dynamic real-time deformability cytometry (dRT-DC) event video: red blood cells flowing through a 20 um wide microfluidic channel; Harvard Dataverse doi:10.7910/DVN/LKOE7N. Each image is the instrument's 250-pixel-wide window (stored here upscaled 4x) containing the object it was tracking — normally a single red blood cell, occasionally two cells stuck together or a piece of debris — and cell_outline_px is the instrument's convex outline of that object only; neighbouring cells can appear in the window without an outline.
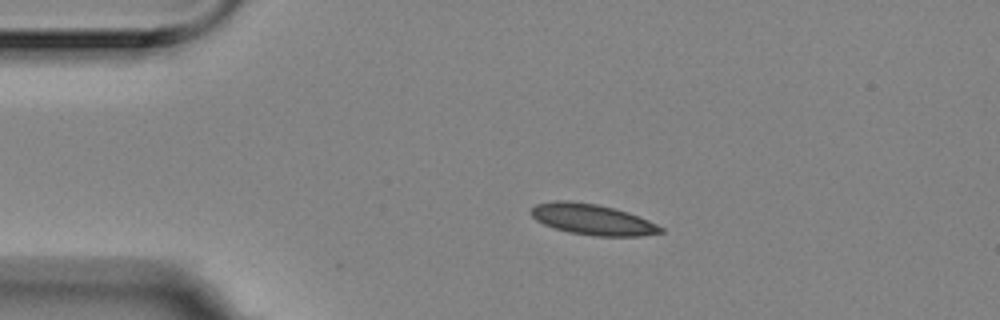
{"species": "Egyptian fruit bat (a non-hibernating species)", "species_latin": "Rousettus aegyptiacus", "temperature_condition": "room temperature", "stored_images_in_passage": 4, "camera_frame_rate_fps": 3000, "um_per_image_px": 0.085, "animal": {"sex": "female"}, "frame": {"image": 1, "passage_image": 3, "time_ms": 0.667, "image_size_px": [1000, 320], "cell_outline_px": [[664, 232], [640, 236], [592, 236], [568, 232], [544, 224], [536, 220], [528, 212], [536, 204], [556, 200], [572, 200], [596, 204], [628, 212], [648, 220], [664, 228]], "centroid_in_image_um": [50.34, 18.65], "position_along_channel_um": 34.7, "area_um2": 23.29}}